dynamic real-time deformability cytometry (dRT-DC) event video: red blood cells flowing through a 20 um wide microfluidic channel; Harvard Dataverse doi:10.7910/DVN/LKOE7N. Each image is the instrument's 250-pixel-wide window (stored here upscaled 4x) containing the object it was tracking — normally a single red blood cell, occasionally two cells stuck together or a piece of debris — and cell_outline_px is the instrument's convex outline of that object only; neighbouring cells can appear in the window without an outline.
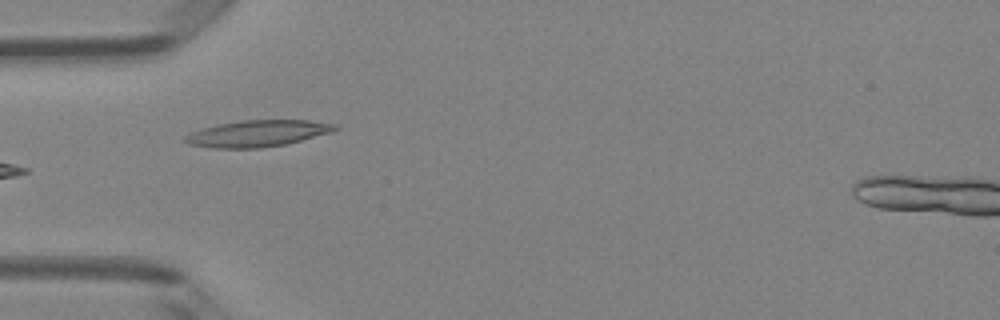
{"species": "Egyptian fruit bat (a non-hibernating species)", "species_latin": "Rousettus aegyptiacus", "temperature_condition": "room temperature", "stored_images_in_passage": 7, "camera_frame_rate_fps": 3000, "um_per_image_px": 0.085, "animal": {"sex": "female"}, "frame": {"image": 1, "passage_image": 4, "time_ms": 3.667, "image_size_px": [1000, 320], "cell_outline_px": [[340, 128], [332, 132], [284, 144], [260, 148], [212, 148], [188, 144], [184, 140], [184, 136], [192, 132], [204, 128], [220, 124], [240, 120], [308, 120], [336, 124]], "centroid_in_image_um": [21.9, 11.34], "position_along_channel_um": 63.1, "area_um2": 22.95}}
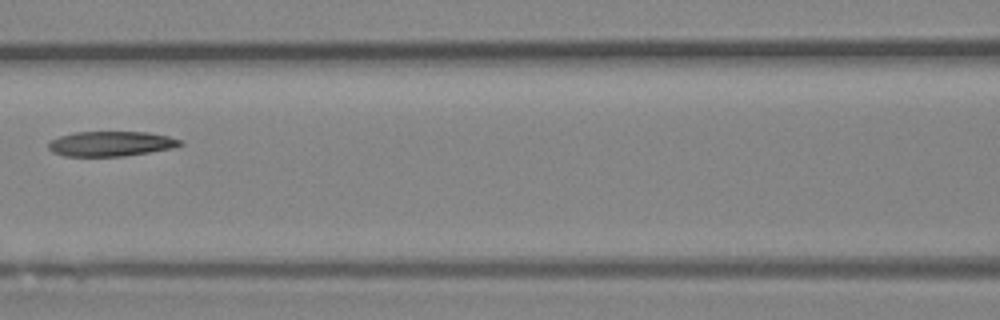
{"frame": {"image": 2, "passage_image": 6, "time_ms": 6.0, "image_size_px": [1000, 320], "cell_outline_px": [[184, 144], [172, 148], [124, 156], [64, 156], [52, 152], [48, 148], [48, 144], [52, 140], [60, 136], [76, 132], [148, 132], [168, 136], [184, 140]], "centroid_in_image_um": [9.45, 12.22], "position_along_channel_um": 157.1, "area_um2": 19.13}}
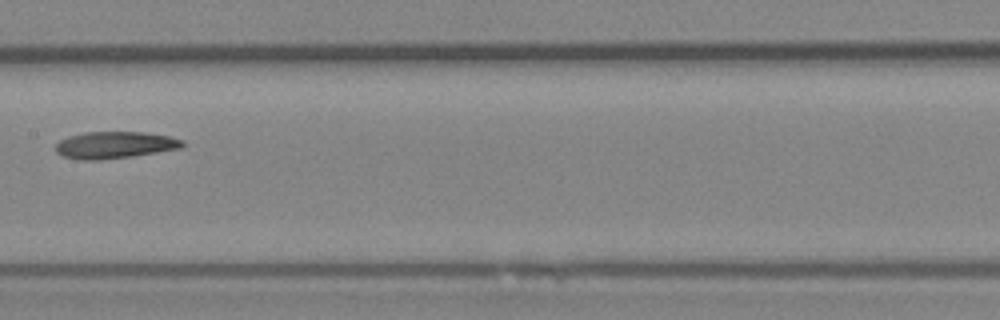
{"frame": {"image": 3, "passage_image": 7, "time_ms": 7.0, "image_size_px": [1000, 320], "cell_outline_px": [[184, 144], [180, 148], [132, 156], [100, 160], [80, 160], [64, 156], [56, 152], [56, 144], [60, 140], [68, 136], [84, 132], [144, 132], [168, 136], [184, 140]], "centroid_in_image_um": [9.73, 12.32], "position_along_channel_um": 197.7, "area_um2": 19.77}}